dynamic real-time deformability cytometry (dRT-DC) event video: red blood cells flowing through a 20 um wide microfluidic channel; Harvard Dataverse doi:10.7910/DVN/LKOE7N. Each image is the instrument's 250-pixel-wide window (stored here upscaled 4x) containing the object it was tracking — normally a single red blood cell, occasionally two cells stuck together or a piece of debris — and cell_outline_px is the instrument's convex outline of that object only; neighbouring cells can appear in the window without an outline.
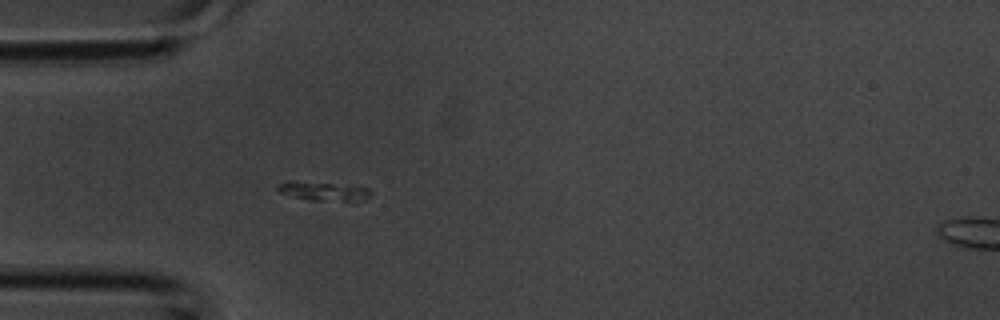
{"species": "common noctule bat (a hibernating species)", "species_latin": "Nyctalus noctula", "temperature_condition": "room temperature", "stored_images_in_passage": 5, "camera_frame_rate_fps": 3000, "um_per_image_px": 0.085, "animal": {"sex": "male", "body_mass_g": 20.1, "forearm_length_mm": 53.5}, "frame": {"image": 1, "passage_image": 4, "time_ms": 1.0, "image_size_px": [1000, 320], "cell_outline_px": [[372, 196], [368, 200], [312, 200], [280, 192], [276, 188], [276, 184], [288, 180], [292, 180], [332, 184], [368, 188], [372, 192]], "centroid_in_image_um": [27.5, 16.23], "position_along_channel_um": 57.5, "area_um2": 10.0}}